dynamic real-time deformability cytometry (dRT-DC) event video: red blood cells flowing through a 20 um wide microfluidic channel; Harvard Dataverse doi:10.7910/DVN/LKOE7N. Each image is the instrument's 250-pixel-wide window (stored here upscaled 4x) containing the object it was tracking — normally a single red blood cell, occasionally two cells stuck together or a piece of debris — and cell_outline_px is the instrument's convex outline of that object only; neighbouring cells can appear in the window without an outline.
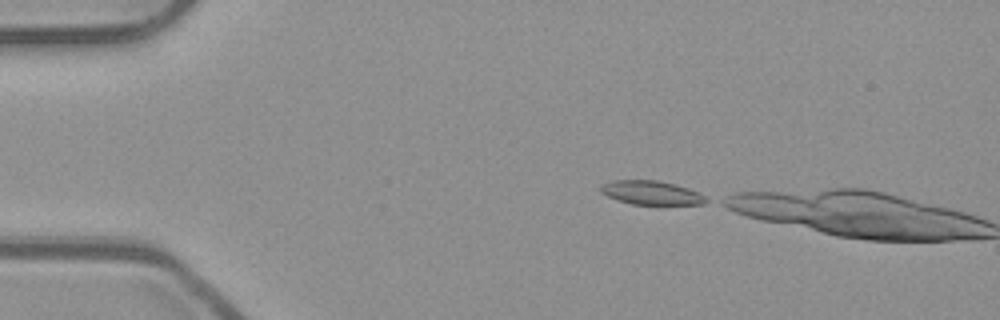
{"species": "common noctule bat (a hibernating species)", "species_latin": "Nyctalus noctula", "temperature_condition": "room temperature", "stored_images_in_passage": 2, "camera_frame_rate_fps": 3000, "um_per_image_px": 0.085, "animal": {"sex": "male", "body_mass_g": 23.1, "forearm_length_mm": 52.7}, "frame": {"image": 1, "passage_image": 1, "time_ms": 0.0, "image_size_px": [1000, 320], "cell_outline_px": [[712, 200], [704, 204], [632, 204], [616, 200], [600, 192], [600, 184], [612, 180], [656, 180], [688, 188]], "centroid_in_image_um": [55.33, 16.38], "position_along_channel_um": 29.7, "area_um2": 14.62}}